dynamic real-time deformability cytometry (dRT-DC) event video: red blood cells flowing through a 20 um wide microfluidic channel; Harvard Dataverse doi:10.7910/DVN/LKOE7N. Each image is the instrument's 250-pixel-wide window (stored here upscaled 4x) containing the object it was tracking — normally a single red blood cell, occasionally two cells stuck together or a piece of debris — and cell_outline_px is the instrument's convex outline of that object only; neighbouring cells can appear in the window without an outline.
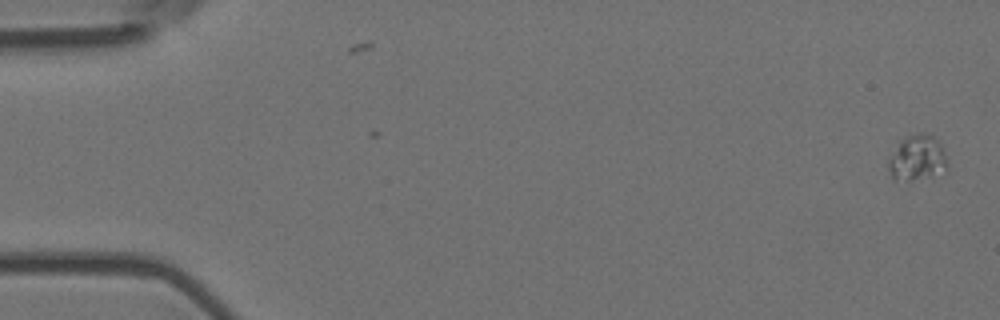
{"species": "Egyptian fruit bat (a non-hibernating species)", "species_latin": "Rousettus aegyptiacus", "temperature_condition": "room temperature", "stored_images_in_passage": 8, "camera_frame_rate_fps": 3000, "um_per_image_px": 0.085, "animal": {"sex": "female"}, "frame": {"image": 1, "passage_image": 1, "time_ms": 0.0, "image_size_px": [1000, 320], "cell_outline_px": [[948, 168], [912, 180], [892, 180], [888, 168], [888, 156], [896, 140], [916, 132], [932, 132], [944, 148], [948, 160]], "centroid_in_image_um": [77.91, 13.33], "position_along_channel_um": 7.1, "area_um2": 16.24}}